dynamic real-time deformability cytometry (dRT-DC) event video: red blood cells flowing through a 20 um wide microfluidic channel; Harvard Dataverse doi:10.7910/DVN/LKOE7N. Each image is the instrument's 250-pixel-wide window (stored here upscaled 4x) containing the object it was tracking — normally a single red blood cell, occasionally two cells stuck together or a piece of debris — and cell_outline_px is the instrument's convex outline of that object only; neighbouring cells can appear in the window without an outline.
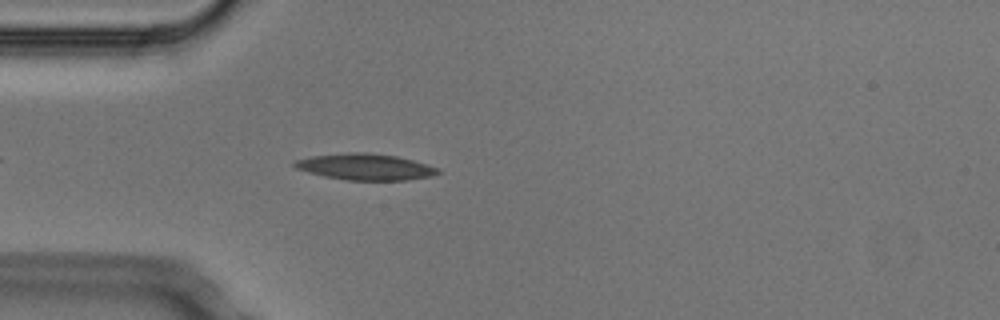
{"species": "Egyptian fruit bat (a non-hibernating species)", "species_latin": "Rousettus aegyptiacus", "temperature_condition": "cold", "stored_images_in_passage": 4, "camera_frame_rate_fps": 3000, "um_per_image_px": 0.085, "animal": {"sex": "male"}, "frame": {"image": 1, "passage_image": 4, "time_ms": 1.0, "image_size_px": [1000, 320], "cell_outline_px": [[440, 172], [432, 176], [408, 180], [348, 180], [324, 176], [308, 172], [296, 168], [292, 164], [292, 160], [312, 156], [348, 152], [368, 152], [396, 156], [412, 160], [440, 168]], "centroid_in_image_um": [31.04, 14.18], "position_along_channel_um": 54.0, "area_um2": 22.02}}